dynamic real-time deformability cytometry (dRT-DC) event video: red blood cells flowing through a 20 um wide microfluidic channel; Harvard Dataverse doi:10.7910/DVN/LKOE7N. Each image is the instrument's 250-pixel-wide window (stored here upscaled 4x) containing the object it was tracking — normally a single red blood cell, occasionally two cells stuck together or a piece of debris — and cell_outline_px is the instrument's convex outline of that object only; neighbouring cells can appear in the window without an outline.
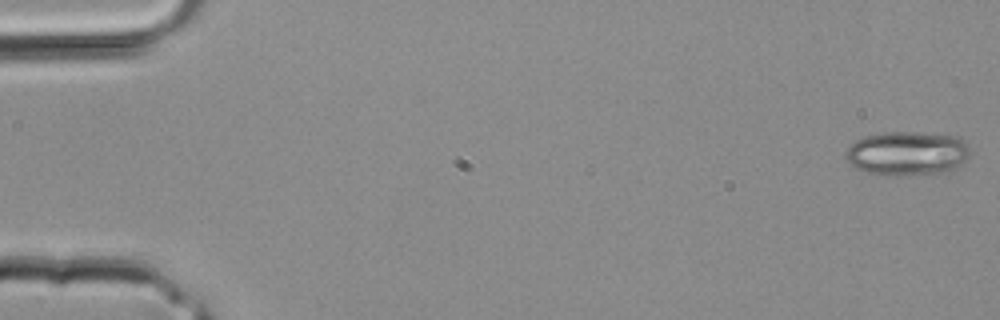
{"species": "common noctule bat (a hibernating species)", "species_latin": "Nyctalus noctula", "temperature_condition": "room temperature", "stored_images_in_passage": 4, "camera_frame_rate_fps": 3000, "um_per_image_px": 0.085, "animal": {"sex": "male", "body_mass_g": 20.4}, "frame": {"image": 1, "passage_image": 1, "time_ms": 0.0, "image_size_px": [1000, 320], "cell_outline_px": [[968, 156], [964, 160], [948, 172], [908, 176], [888, 176], [868, 172], [856, 168], [844, 160], [844, 152], [856, 140], [864, 136], [884, 132], [916, 132], [956, 136], [964, 140], [968, 148]], "centroid_in_image_um": [77.06, 13.05], "position_along_channel_um": 7.9, "area_um2": 32.19}}